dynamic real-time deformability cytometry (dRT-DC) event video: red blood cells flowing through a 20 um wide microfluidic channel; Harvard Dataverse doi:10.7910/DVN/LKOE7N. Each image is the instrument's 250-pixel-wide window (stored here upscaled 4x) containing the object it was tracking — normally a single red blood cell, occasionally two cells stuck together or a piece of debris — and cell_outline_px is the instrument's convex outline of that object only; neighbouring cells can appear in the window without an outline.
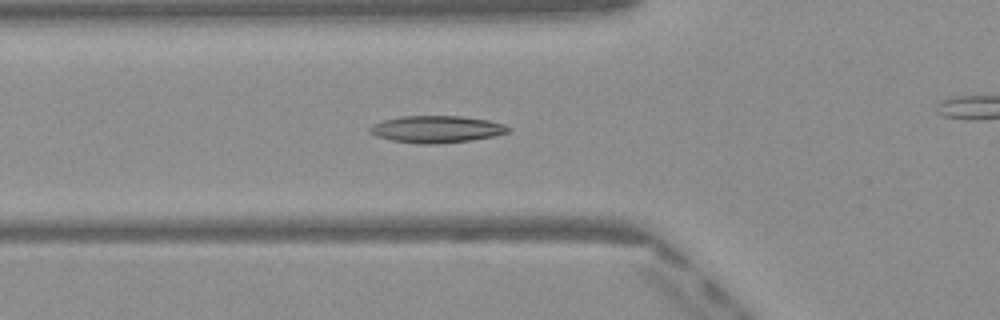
{"species": "Egyptian fruit bat (a non-hibernating species)", "species_latin": "Rousettus aegyptiacus", "temperature_condition": "warm", "stored_images_in_passage": 35, "camera_frame_rate_fps": 3000, "um_per_image_px": 0.085, "frame": {"image": 1, "passage_image": 9, "time_ms": 2.667, "image_size_px": [1000, 320], "cell_outline_px": [[512, 128], [508, 132], [492, 136], [472, 140], [436, 144], [420, 144], [392, 140], [376, 136], [368, 132], [368, 128], [372, 124], [384, 120], [400, 116], [460, 116], [488, 120], [504, 124]], "centroid_in_image_um": [37.08, 10.98], "position_along_channel_um": 88.7, "area_um2": 21.79}}
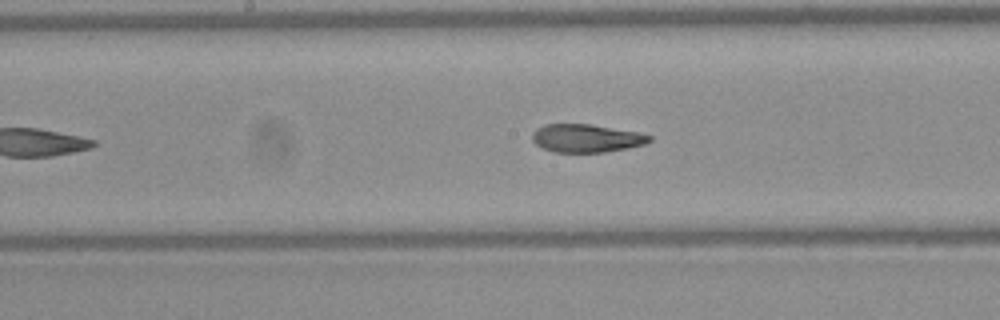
{"frame": {"image": 2, "passage_image": 17, "time_ms": 5.333, "image_size_px": [1000, 320], "cell_outline_px": [[652, 140], [644, 144], [628, 148], [604, 152], [556, 152], [544, 148], [536, 144], [532, 140], [532, 132], [544, 124], [592, 124], [636, 132], [652, 136]], "centroid_in_image_um": [49.83, 11.74], "position_along_channel_um": 198.4, "area_um2": 19.07}}
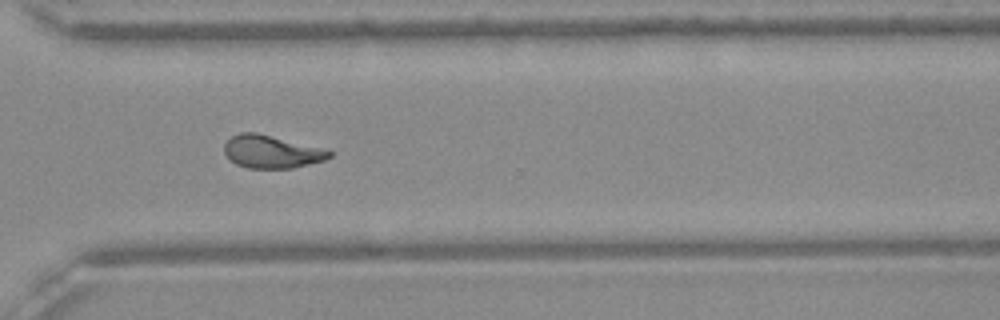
{"frame": {"image": 3, "passage_image": 28, "time_ms": 9.0, "image_size_px": [1000, 320], "cell_outline_px": [[332, 156], [324, 160], [292, 168], [248, 168], [236, 164], [224, 152], [224, 144], [232, 136], [240, 132], [256, 132], [332, 152]], "centroid_in_image_um": [23.01, 12.9], "position_along_channel_um": 347.6, "area_um2": 19.48}, "authors_computed_cell_mechanics": {"area_um2": 20.0566, "velocity_mm_per_s": 4.0839, "shape_relaxation_time_tau1_ms": 7.3482, "shape_relaxation_time_tau2_ms": 2.3748, "deformation_change_tau1": 0.2476, "deformation_change_tau2": 0.1015}}